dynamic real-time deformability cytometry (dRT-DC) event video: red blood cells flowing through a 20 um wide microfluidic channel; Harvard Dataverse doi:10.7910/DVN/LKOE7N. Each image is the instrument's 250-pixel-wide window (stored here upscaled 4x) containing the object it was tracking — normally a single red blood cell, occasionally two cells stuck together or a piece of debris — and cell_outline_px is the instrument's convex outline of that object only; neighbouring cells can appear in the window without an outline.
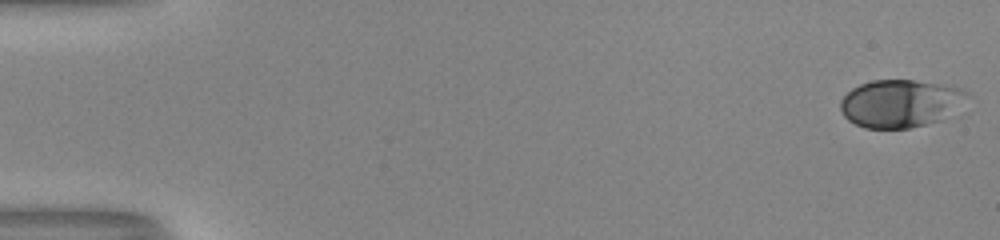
{"species": "human", "species_latin": "Homo sapiens", "temperature_condition": "room temperature", "stored_images_in_passage": 53, "camera_frame_rate_fps": 3000, "um_per_image_px": 0.085, "donor": {"sex": "male"}, "frame": {"image": 1, "passage_image": 1, "time_ms": 0.0, "image_size_px": [1000, 240], "cell_outline_px": [[972, 96], [948, 116], [940, 120], [908, 128], [864, 128], [848, 120], [844, 116], [840, 108], [840, 100], [852, 88], [860, 84], [872, 80], [912, 80], [944, 84], [968, 92]], "centroid_in_image_um": [76.53, 8.78], "position_along_channel_um": 8.5, "area_um2": 35.26}}
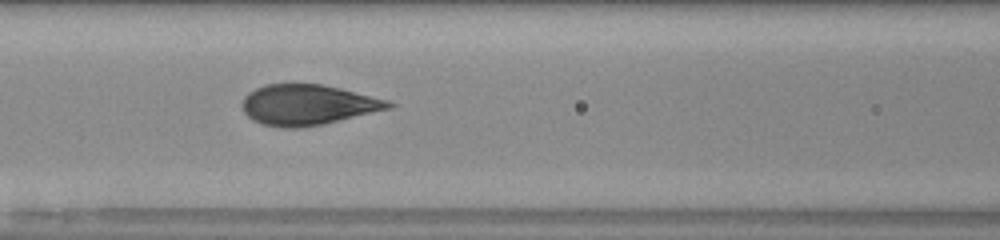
{"frame": {"image": 2, "passage_image": 24, "time_ms": 7.667, "image_size_px": [1000, 240], "cell_outline_px": [[396, 104], [388, 108], [320, 124], [300, 128], [284, 128], [264, 124], [252, 120], [244, 112], [240, 104], [244, 96], [248, 92], [256, 88], [268, 84], [320, 84], [340, 88], [388, 100]], "centroid_in_image_um": [26.08, 8.9], "position_along_channel_um": 140.5, "area_um2": 33.99}}
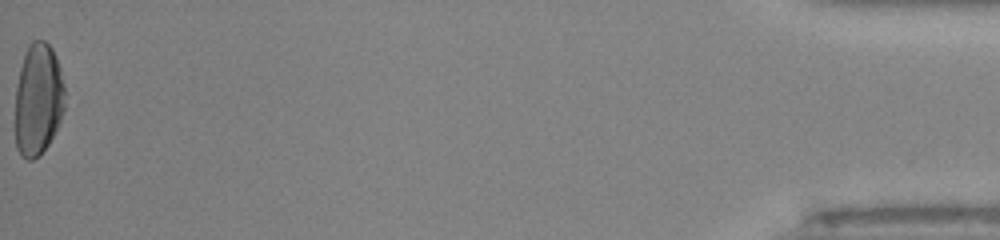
{"frame": {"image": 3, "passage_image": 53, "time_ms": 17.333, "image_size_px": [1000, 240], "cell_outline_px": [[64, 108], [60, 120], [48, 144], [40, 156], [32, 160], [28, 160], [20, 156], [16, 148], [16, 88], [20, 68], [28, 44], [32, 40], [44, 40], [52, 48], [60, 68], [64, 88]], "centroid_in_image_um": [3.23, 8.47], "position_along_channel_um": 432.0, "area_um2": 32.37}, "authors_computed_cell_mechanics": {"area_um2": 34.3332, "velocity_mm_per_s": 4.0626, "shape_relaxation_time_tau1_ms": 5.7693, "shape_relaxation_time_tau2_ms": null, "deformation_change_tau1": 0.22, "deformation_change_tau2": null}}